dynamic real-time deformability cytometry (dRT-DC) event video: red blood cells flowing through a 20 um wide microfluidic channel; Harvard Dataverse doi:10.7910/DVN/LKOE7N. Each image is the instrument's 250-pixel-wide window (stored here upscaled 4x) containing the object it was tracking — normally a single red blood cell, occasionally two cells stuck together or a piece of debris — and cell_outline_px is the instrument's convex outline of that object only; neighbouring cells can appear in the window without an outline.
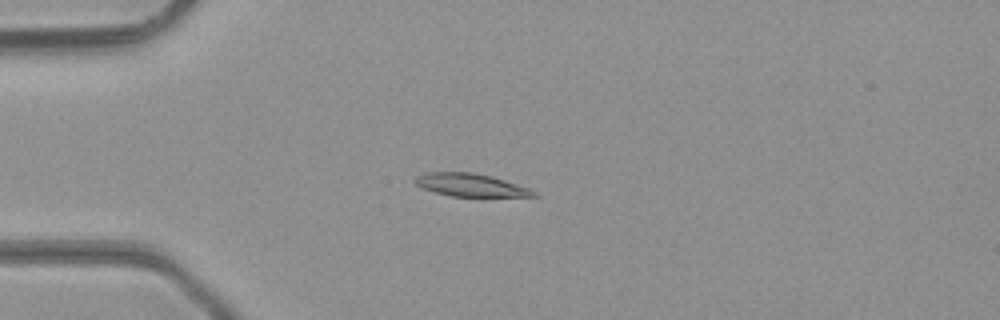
{"species": "common noctule bat (a hibernating species)", "species_latin": "Nyctalus noctula", "temperature_condition": "room temperature", "stored_images_in_passage": 3, "camera_frame_rate_fps": 3000, "um_per_image_px": 0.085, "animal": {"sex": "male", "body_mass_g": 23.1, "forearm_length_mm": 52.7}, "frame": {"image": 1, "passage_image": 3, "time_ms": 0.667, "image_size_px": [1000, 320], "cell_outline_px": [[540, 196], [480, 200], [448, 196], [424, 188], [416, 184], [412, 180], [416, 176], [424, 172], [472, 172], [492, 176], [528, 188], [536, 192]], "centroid_in_image_um": [40.08, 15.8], "position_along_channel_um": 44.9, "area_um2": 16.99}}